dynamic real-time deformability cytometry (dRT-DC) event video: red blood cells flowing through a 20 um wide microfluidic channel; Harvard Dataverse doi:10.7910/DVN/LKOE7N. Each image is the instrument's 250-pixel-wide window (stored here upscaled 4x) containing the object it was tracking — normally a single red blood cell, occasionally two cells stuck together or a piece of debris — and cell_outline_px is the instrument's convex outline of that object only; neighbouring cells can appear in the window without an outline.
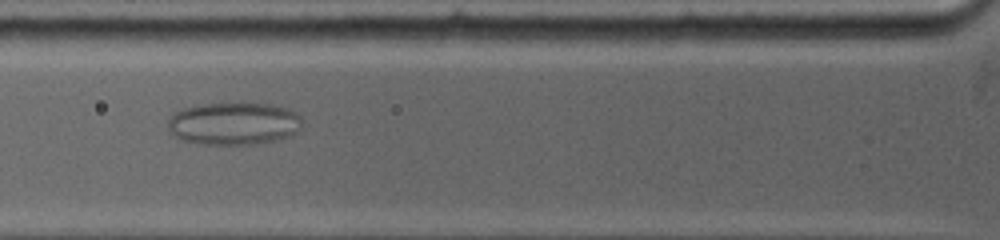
{"species": "common noctule bat (a hibernating species)", "species_latin": "Nyctalus noctula", "temperature_condition": "warm", "stored_images_in_passage": 54, "camera_frame_rate_fps": 5000, "um_per_image_px": 0.085, "animal": {"sex": "female", "body_mass_g": 19.0, "forearm_length_mm": 53.3}, "frame": {"image": 1, "passage_image": 6, "time_ms": 0.8, "image_size_px": [1000, 240], "cell_outline_px": [[304, 120], [300, 132], [292, 136], [276, 140], [256, 144], [204, 144], [180, 140], [168, 132], [168, 120], [176, 112], [184, 108], [200, 104], [272, 104], [288, 108], [296, 112]], "centroid_in_image_um": [19.93, 10.52], "position_along_channel_um": 105.9, "area_um2": 33.64}}
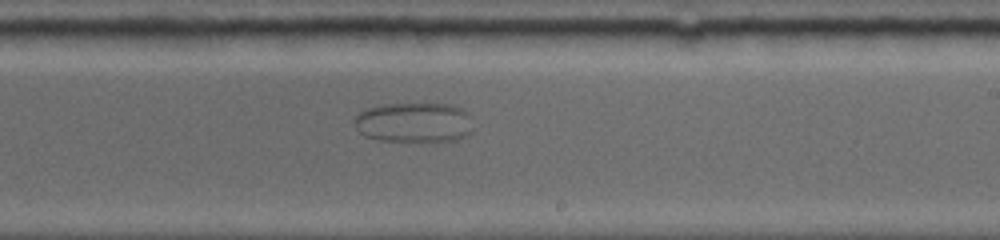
{"frame": {"image": 2, "passage_image": 35, "time_ms": 5.0, "image_size_px": [1000, 240], "cell_outline_px": [[472, 132], [460, 140], [428, 144], [420, 144], [380, 140], [364, 136], [356, 128], [352, 120], [364, 108], [380, 104], [448, 104], [464, 108], [468, 112], [472, 128]], "centroid_in_image_um": [35.21, 10.46], "position_along_channel_um": 253.8, "area_um2": 29.02}}
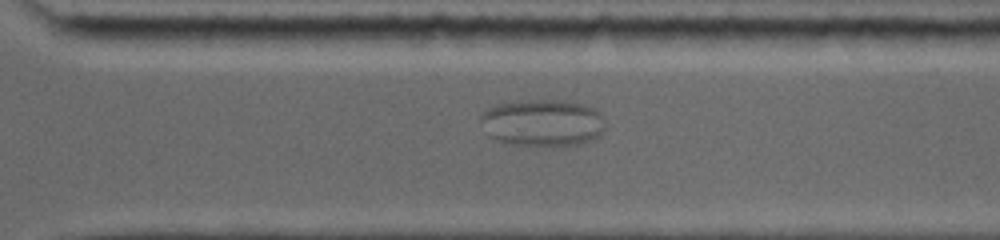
{"frame": {"image": 3, "passage_image": 49, "time_ms": 7.0, "image_size_px": [1000, 240], "cell_outline_px": [[604, 128], [600, 136], [592, 140], [580, 144], [512, 144], [496, 140], [488, 136], [480, 120], [480, 116], [488, 108], [500, 104], [532, 100], [564, 100], [580, 104], [592, 108], [600, 112], [604, 120]], "centroid_in_image_um": [46.13, 10.43], "position_along_channel_um": 324.5, "area_um2": 33.58}}